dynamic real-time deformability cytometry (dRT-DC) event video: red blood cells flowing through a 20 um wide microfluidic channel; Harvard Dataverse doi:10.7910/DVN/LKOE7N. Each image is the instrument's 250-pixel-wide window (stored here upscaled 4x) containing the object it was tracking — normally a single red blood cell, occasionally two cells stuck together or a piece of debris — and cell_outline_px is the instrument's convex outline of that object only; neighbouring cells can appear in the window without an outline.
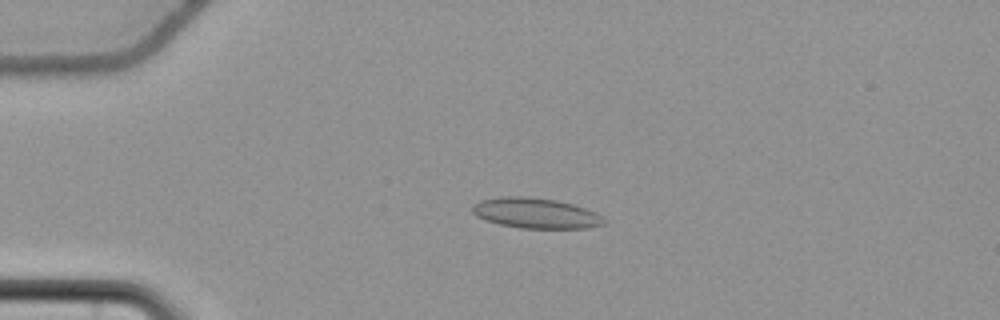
{"species": "common noctule bat (a hibernating species)", "species_latin": "Nyctalus noctula", "temperature_condition": "cold", "stored_images_in_passage": 53, "camera_frame_rate_fps": 3000, "um_per_image_px": 0.085, "animal": {"sex": "female", "body_mass_g": 22.7, "forearm_length_mm": 54.2}, "frame": {"image": 1, "passage_image": 11, "time_ms": 3.333, "image_size_px": [1000, 320], "cell_outline_px": [[604, 224], [588, 228], [520, 228], [500, 224], [476, 216], [472, 212], [472, 204], [480, 200], [500, 196], [524, 196], [556, 200], [572, 204], [596, 212], [604, 216]], "centroid_in_image_um": [45.53, 18.11], "position_along_channel_um": 39.5, "area_um2": 23.29}}
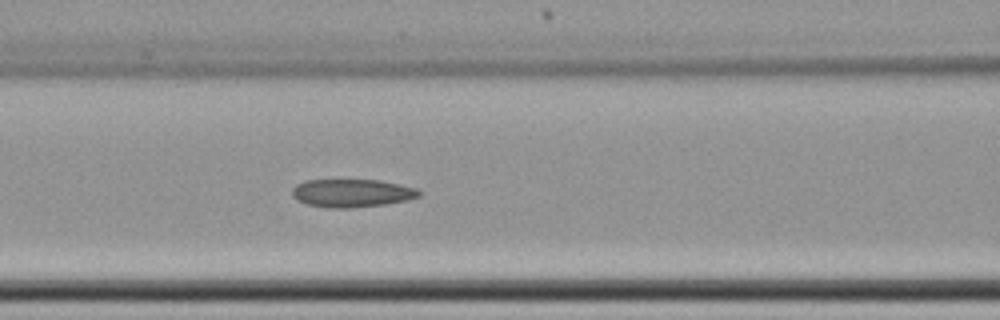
{"frame": {"image": 2, "passage_image": 22, "time_ms": 7.0, "image_size_px": [1000, 320], "cell_outline_px": [[420, 196], [408, 200], [384, 204], [352, 208], [328, 208], [308, 204], [296, 200], [292, 196], [292, 188], [296, 184], [304, 180], [380, 180], [400, 184], [416, 188], [420, 192]], "centroid_in_image_um": [29.89, 16.41], "position_along_channel_um": 136.7, "area_um2": 20.87}}
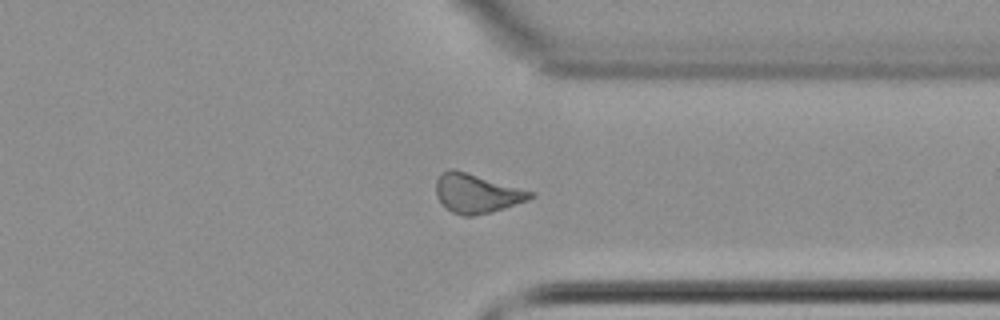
{"frame": {"image": 3, "passage_image": 41, "time_ms": 13.333, "image_size_px": [1000, 320], "cell_outline_px": [[536, 196], [528, 200], [492, 212], [472, 216], [460, 216], [444, 208], [436, 196], [436, 180], [440, 172], [448, 168], [452, 168], [468, 172], [532, 192]], "centroid_in_image_um": [40.45, 16.44], "position_along_channel_um": 371.0, "area_um2": 21.68}, "authors_computed_cell_mechanics": {"area_um2": 21.4438, "velocity_mm_per_s": 3.708, "shape_relaxation_time_tau1_ms": null, "shape_relaxation_time_tau2_ms": 4.5045, "deformation_change_tau1": null, "deformation_change_tau2": 0.1142}}